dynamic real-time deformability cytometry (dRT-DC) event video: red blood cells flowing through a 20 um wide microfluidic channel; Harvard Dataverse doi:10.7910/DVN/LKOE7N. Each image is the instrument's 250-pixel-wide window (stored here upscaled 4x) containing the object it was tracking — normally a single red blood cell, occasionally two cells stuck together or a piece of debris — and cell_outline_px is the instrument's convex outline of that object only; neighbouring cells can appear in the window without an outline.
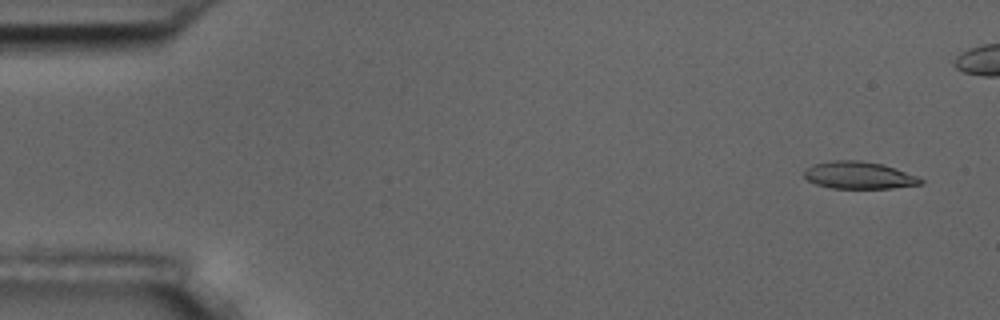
{"species": "common noctule bat (a hibernating species)", "species_latin": "Nyctalus noctula", "temperature_condition": "room temperature", "stored_images_in_passage": 5, "camera_frame_rate_fps": 3000, "um_per_image_px": 0.085, "animal": {"sex": "male", "body_mass_g": 17.5, "forearm_length_mm": 52.3}, "frame": {"image": 1, "passage_image": 1, "time_ms": 0.0, "image_size_px": [1000, 320], "cell_outline_px": [[924, 184], [892, 188], [832, 188], [816, 184], [808, 180], [804, 176], [804, 168], [816, 164], [832, 160], [860, 160], [880, 164], [916, 176], [924, 180]], "centroid_in_image_um": [72.98, 14.9], "position_along_channel_um": 12.0, "area_um2": 18.26}}